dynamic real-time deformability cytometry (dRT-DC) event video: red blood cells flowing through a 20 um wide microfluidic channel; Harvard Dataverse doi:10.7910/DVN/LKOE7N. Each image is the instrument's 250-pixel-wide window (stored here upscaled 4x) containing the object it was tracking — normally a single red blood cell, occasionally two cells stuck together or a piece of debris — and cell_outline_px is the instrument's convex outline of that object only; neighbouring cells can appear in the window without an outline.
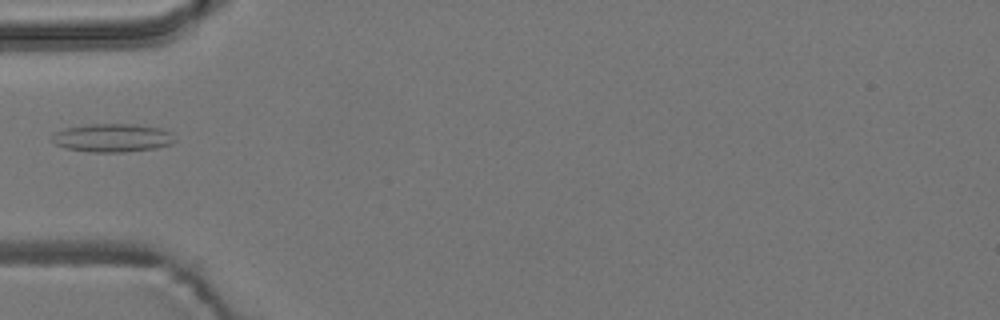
{"species": "common noctule bat (a hibernating species)", "species_latin": "Nyctalus noctula", "temperature_condition": "room temperature", "stored_images_in_passage": 6, "camera_frame_rate_fps": 3000, "um_per_image_px": 0.085, "animal": {"sex": "male", "body_mass_g": 19.2, "forearm_length_mm": 51.8}, "frame": {"image": 1, "passage_image": 5, "time_ms": 5.667, "image_size_px": [1000, 320], "cell_outline_px": [[176, 140], [172, 144], [156, 148], [124, 152], [88, 152], [64, 148], [56, 144], [52, 140], [52, 136], [56, 132], [64, 128], [88, 124], [136, 124], [160, 128], [172, 132], [176, 136]], "centroid_in_image_um": [9.59, 11.72], "position_along_channel_um": 75.4, "area_um2": 20.52}}